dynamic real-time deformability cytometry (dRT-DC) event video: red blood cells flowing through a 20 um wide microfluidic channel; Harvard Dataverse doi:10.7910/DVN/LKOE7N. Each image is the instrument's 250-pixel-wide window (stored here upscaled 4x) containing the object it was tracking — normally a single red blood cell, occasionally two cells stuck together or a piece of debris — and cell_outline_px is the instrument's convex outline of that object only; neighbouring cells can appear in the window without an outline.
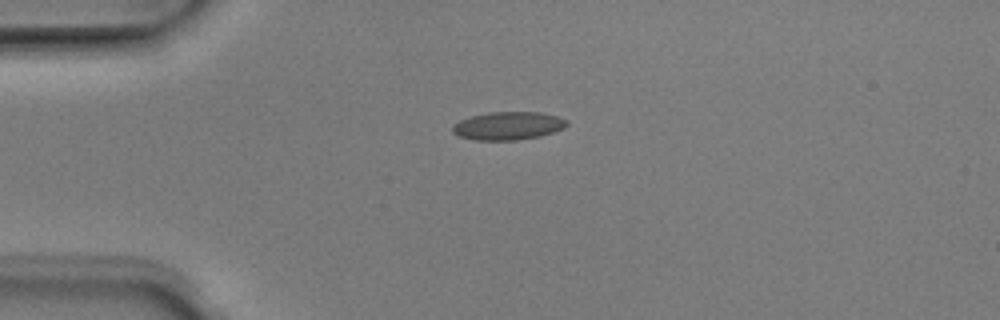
{"species": "Egyptian fruit bat (a non-hibernating species)", "species_latin": "Rousettus aegyptiacus", "temperature_condition": "room temperature", "stored_images_in_passage": 39, "camera_frame_rate_fps": 3000, "um_per_image_px": 0.085, "animal": {"sex": "male"}, "frame": {"image": 1, "passage_image": 1, "time_ms": 0.0, "image_size_px": [1000, 320], "cell_outline_px": [[568, 124], [564, 128], [540, 136], [516, 140], [472, 140], [460, 136], [452, 132], [452, 124], [460, 120], [472, 116], [488, 112], [540, 112], [556, 116], [568, 120]], "centroid_in_image_um": [43.17, 10.69], "position_along_channel_um": 41.8, "area_um2": 18.73}}
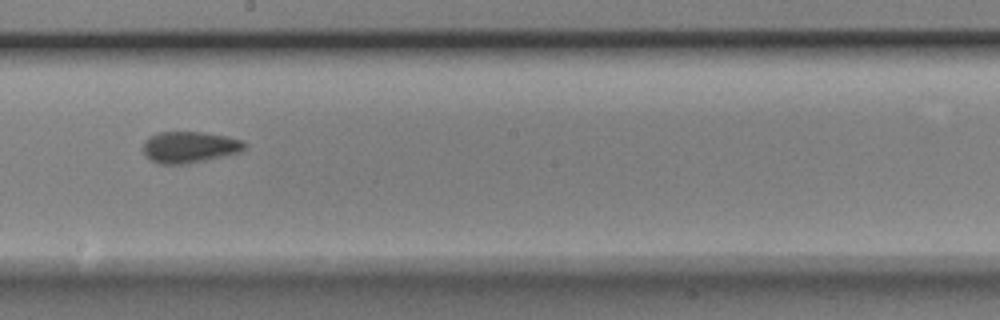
{"frame": {"image": 2, "passage_image": 17, "time_ms": 5.333, "image_size_px": [1000, 320], "cell_outline_px": [[248, 148], [240, 152], [188, 164], [160, 164], [144, 156], [144, 140], [148, 136], [160, 132], [204, 132], [228, 136], [244, 140], [248, 144]], "centroid_in_image_um": [16.15, 12.5], "position_along_channel_um": 232.0, "area_um2": 18.84}}
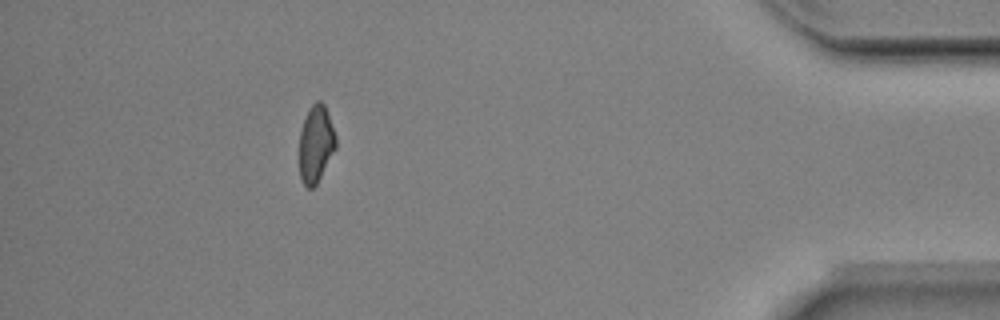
{"frame": {"image": 3, "passage_image": 34, "time_ms": 11.0, "image_size_px": [1000, 320], "cell_outline_px": [[336, 148], [316, 184], [312, 188], [308, 188], [304, 184], [300, 176], [300, 132], [304, 120], [312, 104], [316, 100], [320, 100], [324, 104], [336, 136]], "centroid_in_image_um": [26.85, 12.23], "position_along_channel_um": 408.3, "area_um2": 16.07}, "authors_computed_cell_mechanics": {"area_um2": 17.8602, "velocity_mm_per_s": 4.0292, "shape_relaxation_time_tau1_ms": 10.7649, "shape_relaxation_time_tau2_ms": 1.5672, "deformation_change_tau1": 0.2315, "deformation_change_tau2": 0.0682}}